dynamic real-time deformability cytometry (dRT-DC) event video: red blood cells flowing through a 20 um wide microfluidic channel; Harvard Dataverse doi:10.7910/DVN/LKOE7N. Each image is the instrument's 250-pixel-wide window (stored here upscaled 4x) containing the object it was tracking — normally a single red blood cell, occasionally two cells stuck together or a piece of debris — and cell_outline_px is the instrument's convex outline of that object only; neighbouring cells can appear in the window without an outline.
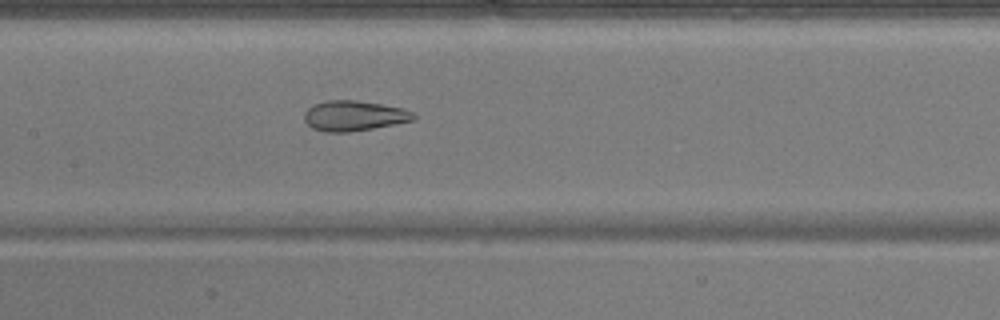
{"species": "common noctule bat (a hibernating species)", "species_latin": "Nyctalus noctula", "temperature_condition": "warm", "stored_images_in_passage": 48, "camera_frame_rate_fps": 3000, "um_per_image_px": 0.085, "animal": {"sex": "male", "body_mass_g": 17.9}, "frame": {"image": 1, "passage_image": 21, "time_ms": 6.667, "image_size_px": [1000, 320], "cell_outline_px": [[416, 120], [372, 128], [348, 132], [324, 132], [312, 128], [304, 120], [304, 112], [312, 104], [324, 100], [356, 100], [404, 108], [412, 112], [416, 116]], "centroid_in_image_um": [30.07, 9.83], "position_along_channel_um": 177.3, "area_um2": 19.36}, "authors_computed_cell_mechanics": {"area_um2": 24.276, "velocity_mm_per_s": 3.9395, "shape_relaxation_time_tau1_ms": null, "shape_relaxation_time_tau2_ms": 1.2485, "deformation_change_tau1": null, "deformation_change_tau2": 0.0908}}